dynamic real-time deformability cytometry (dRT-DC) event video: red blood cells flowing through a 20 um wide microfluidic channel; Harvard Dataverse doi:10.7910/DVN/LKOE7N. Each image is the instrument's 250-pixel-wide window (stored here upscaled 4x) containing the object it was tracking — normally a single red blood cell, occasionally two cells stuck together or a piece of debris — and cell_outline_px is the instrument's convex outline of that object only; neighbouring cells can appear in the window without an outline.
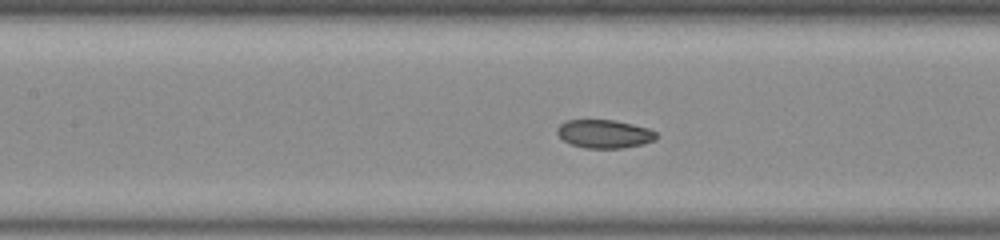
{"species": "common noctule bat (a hibernating species)", "species_latin": "Nyctalus noctula", "temperature_condition": "room temperature", "stored_images_in_passage": 23, "camera_frame_rate_fps": 3000, "um_per_image_px": 0.085, "animal": {"sex": "male", "body_mass_g": 20.0, "forearm_length_mm": 53.3}, "frame": {"image": 1, "passage_image": 17, "time_ms": 5.333, "image_size_px": [1000, 240], "cell_outline_px": [[660, 136], [656, 140], [644, 144], [624, 148], [584, 148], [572, 144], [564, 140], [556, 132], [556, 128], [564, 120], [616, 120], [648, 128], [656, 132]], "centroid_in_image_um": [51.41, 11.38], "position_along_channel_um": 156.0, "area_um2": 16.59}}
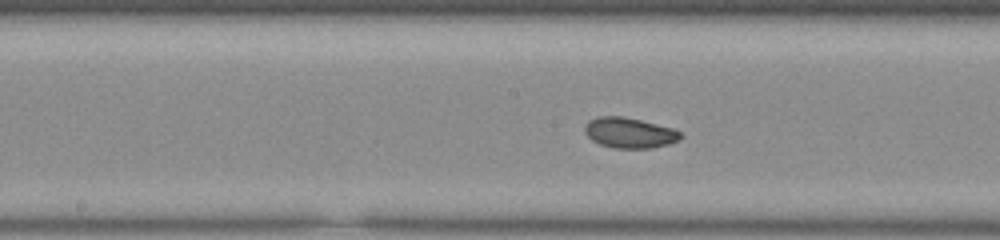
{"frame": {"image": 2, "passage_image": 20, "time_ms": 6.333, "image_size_px": [1000, 240], "cell_outline_px": [[684, 136], [680, 140], [668, 144], [652, 148], [612, 148], [600, 144], [592, 140], [584, 132], [584, 128], [588, 120], [600, 116], [624, 116], [672, 128], [680, 132]], "centroid_in_image_um": [53.5, 11.29], "position_along_channel_um": 194.7, "area_um2": 17.05}}